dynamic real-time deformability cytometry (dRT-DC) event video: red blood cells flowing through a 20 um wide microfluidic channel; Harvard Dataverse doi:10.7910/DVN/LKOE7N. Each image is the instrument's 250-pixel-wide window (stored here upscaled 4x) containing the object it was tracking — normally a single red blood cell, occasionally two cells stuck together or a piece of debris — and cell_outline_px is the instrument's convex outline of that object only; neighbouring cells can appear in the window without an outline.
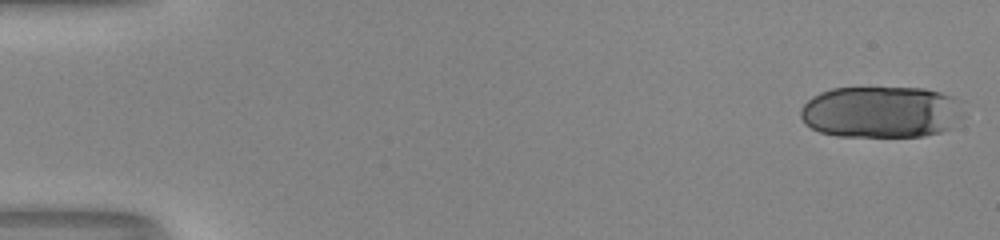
{"species": "human", "species_latin": "Homo sapiens", "temperature_condition": "room temperature", "stored_images_in_passage": 54, "camera_frame_rate_fps": 3000, "um_per_image_px": 0.085, "donor": {"sex": "male"}, "frame": {"image": 1, "passage_image": 1, "time_ms": 0.0, "image_size_px": [1000, 240], "cell_outline_px": [[964, 116], [948, 128], [940, 132], [924, 136], [836, 136], [820, 132], [804, 124], [800, 116], [800, 108], [812, 96], [820, 92], [832, 88], [924, 88], [940, 92], [964, 100]], "centroid_in_image_um": [74.93, 9.51], "position_along_channel_um": 10.1, "area_um2": 49.71}}
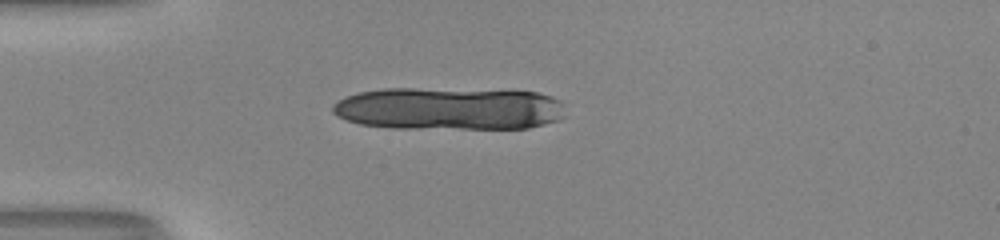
{"frame": {"image": 2, "passage_image": 15, "time_ms": 4.667, "image_size_px": [1000, 240], "cell_outline_px": [[564, 116], [560, 120], [528, 128], [392, 128], [360, 124], [336, 116], [332, 112], [332, 104], [344, 96], [360, 92], [384, 88], [412, 88], [536, 92], [552, 96], [560, 100]], "centroid_in_image_um": [38.12, 9.23], "position_along_channel_um": 46.9, "area_um2": 57.86}}
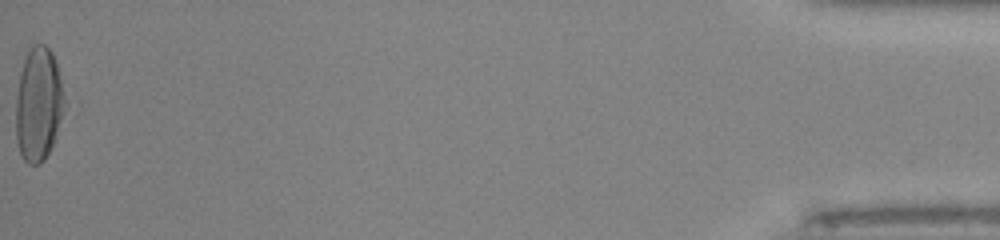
{"frame": {"image": 3, "passage_image": 54, "time_ms": 17.667, "image_size_px": [1000, 240], "cell_outline_px": [[72, 104], [52, 148], [44, 160], [40, 164], [28, 164], [24, 160], [20, 152], [16, 140], [16, 96], [20, 72], [28, 48], [32, 44], [44, 44], [52, 52]], "centroid_in_image_um": [3.38, 8.87], "position_along_channel_um": 431.8, "area_um2": 34.33}, "authors_computed_cell_mechanics": {"area_um2": 32.8304, "velocity_mm_per_s": 4.002, "shape_relaxation_time_tau1_ms": 4.6364, "shape_relaxation_time_tau2_ms": 1.2945, "deformation_change_tau1": 0.2134, "deformation_change_tau2": 0.0514}}